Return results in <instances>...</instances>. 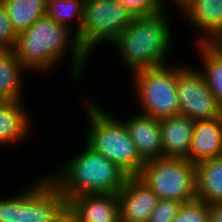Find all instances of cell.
<instances>
[{
  "label": "cell",
  "instance_id": "cell-1",
  "mask_svg": "<svg viewBox=\"0 0 222 222\" xmlns=\"http://www.w3.org/2000/svg\"><path fill=\"white\" fill-rule=\"evenodd\" d=\"M71 34L72 29L44 15L17 35L14 52L27 70L43 72L53 68L60 59H63L66 55L65 50L69 48L72 60L71 73L75 80H79L77 78L84 72L85 63L89 58L80 48L76 35Z\"/></svg>",
  "mask_w": 222,
  "mask_h": 222
},
{
  "label": "cell",
  "instance_id": "cell-2",
  "mask_svg": "<svg viewBox=\"0 0 222 222\" xmlns=\"http://www.w3.org/2000/svg\"><path fill=\"white\" fill-rule=\"evenodd\" d=\"M83 150L69 159L62 170L48 174L66 200L80 194H118L129 175L87 144Z\"/></svg>",
  "mask_w": 222,
  "mask_h": 222
},
{
  "label": "cell",
  "instance_id": "cell-3",
  "mask_svg": "<svg viewBox=\"0 0 222 222\" xmlns=\"http://www.w3.org/2000/svg\"><path fill=\"white\" fill-rule=\"evenodd\" d=\"M165 10L135 16L112 43L121 52L124 66L131 72L165 66L171 48L172 32Z\"/></svg>",
  "mask_w": 222,
  "mask_h": 222
},
{
  "label": "cell",
  "instance_id": "cell-4",
  "mask_svg": "<svg viewBox=\"0 0 222 222\" xmlns=\"http://www.w3.org/2000/svg\"><path fill=\"white\" fill-rule=\"evenodd\" d=\"M87 104L89 128L86 144L129 176H137L145 162L140 158L124 122L113 118L100 104L86 101Z\"/></svg>",
  "mask_w": 222,
  "mask_h": 222
},
{
  "label": "cell",
  "instance_id": "cell-5",
  "mask_svg": "<svg viewBox=\"0 0 222 222\" xmlns=\"http://www.w3.org/2000/svg\"><path fill=\"white\" fill-rule=\"evenodd\" d=\"M137 177L158 199L186 203L197 199L195 164L184 158L161 157L145 162Z\"/></svg>",
  "mask_w": 222,
  "mask_h": 222
},
{
  "label": "cell",
  "instance_id": "cell-6",
  "mask_svg": "<svg viewBox=\"0 0 222 222\" xmlns=\"http://www.w3.org/2000/svg\"><path fill=\"white\" fill-rule=\"evenodd\" d=\"M134 17L117 0H85L82 25L76 35L80 48L90 57L97 44H112Z\"/></svg>",
  "mask_w": 222,
  "mask_h": 222
},
{
  "label": "cell",
  "instance_id": "cell-7",
  "mask_svg": "<svg viewBox=\"0 0 222 222\" xmlns=\"http://www.w3.org/2000/svg\"><path fill=\"white\" fill-rule=\"evenodd\" d=\"M142 115L157 120L179 115L177 65L146 68L133 72Z\"/></svg>",
  "mask_w": 222,
  "mask_h": 222
},
{
  "label": "cell",
  "instance_id": "cell-8",
  "mask_svg": "<svg viewBox=\"0 0 222 222\" xmlns=\"http://www.w3.org/2000/svg\"><path fill=\"white\" fill-rule=\"evenodd\" d=\"M179 115L191 120H213L222 115V107L198 69L177 66Z\"/></svg>",
  "mask_w": 222,
  "mask_h": 222
},
{
  "label": "cell",
  "instance_id": "cell-9",
  "mask_svg": "<svg viewBox=\"0 0 222 222\" xmlns=\"http://www.w3.org/2000/svg\"><path fill=\"white\" fill-rule=\"evenodd\" d=\"M66 208V198L49 176L21 193V222H54Z\"/></svg>",
  "mask_w": 222,
  "mask_h": 222
},
{
  "label": "cell",
  "instance_id": "cell-10",
  "mask_svg": "<svg viewBox=\"0 0 222 222\" xmlns=\"http://www.w3.org/2000/svg\"><path fill=\"white\" fill-rule=\"evenodd\" d=\"M117 196L120 203V222H148L159 200L137 176H129Z\"/></svg>",
  "mask_w": 222,
  "mask_h": 222
},
{
  "label": "cell",
  "instance_id": "cell-11",
  "mask_svg": "<svg viewBox=\"0 0 222 222\" xmlns=\"http://www.w3.org/2000/svg\"><path fill=\"white\" fill-rule=\"evenodd\" d=\"M67 207L78 222H120L117 194H80L70 198Z\"/></svg>",
  "mask_w": 222,
  "mask_h": 222
},
{
  "label": "cell",
  "instance_id": "cell-12",
  "mask_svg": "<svg viewBox=\"0 0 222 222\" xmlns=\"http://www.w3.org/2000/svg\"><path fill=\"white\" fill-rule=\"evenodd\" d=\"M123 122L144 162L163 157L160 120L138 113Z\"/></svg>",
  "mask_w": 222,
  "mask_h": 222
},
{
  "label": "cell",
  "instance_id": "cell-13",
  "mask_svg": "<svg viewBox=\"0 0 222 222\" xmlns=\"http://www.w3.org/2000/svg\"><path fill=\"white\" fill-rule=\"evenodd\" d=\"M222 156V115L213 120H195L189 161H201Z\"/></svg>",
  "mask_w": 222,
  "mask_h": 222
},
{
  "label": "cell",
  "instance_id": "cell-14",
  "mask_svg": "<svg viewBox=\"0 0 222 222\" xmlns=\"http://www.w3.org/2000/svg\"><path fill=\"white\" fill-rule=\"evenodd\" d=\"M163 157L189 160L194 121L183 115L160 120Z\"/></svg>",
  "mask_w": 222,
  "mask_h": 222
},
{
  "label": "cell",
  "instance_id": "cell-15",
  "mask_svg": "<svg viewBox=\"0 0 222 222\" xmlns=\"http://www.w3.org/2000/svg\"><path fill=\"white\" fill-rule=\"evenodd\" d=\"M181 11L203 33L196 43H213L222 33V0H191Z\"/></svg>",
  "mask_w": 222,
  "mask_h": 222
},
{
  "label": "cell",
  "instance_id": "cell-16",
  "mask_svg": "<svg viewBox=\"0 0 222 222\" xmlns=\"http://www.w3.org/2000/svg\"><path fill=\"white\" fill-rule=\"evenodd\" d=\"M197 199L209 205L222 203V156L195 164Z\"/></svg>",
  "mask_w": 222,
  "mask_h": 222
},
{
  "label": "cell",
  "instance_id": "cell-17",
  "mask_svg": "<svg viewBox=\"0 0 222 222\" xmlns=\"http://www.w3.org/2000/svg\"><path fill=\"white\" fill-rule=\"evenodd\" d=\"M21 102L7 100L0 103V145L24 140L30 134V120Z\"/></svg>",
  "mask_w": 222,
  "mask_h": 222
},
{
  "label": "cell",
  "instance_id": "cell-18",
  "mask_svg": "<svg viewBox=\"0 0 222 222\" xmlns=\"http://www.w3.org/2000/svg\"><path fill=\"white\" fill-rule=\"evenodd\" d=\"M25 70L14 50L0 49V92L8 100L23 101L22 75Z\"/></svg>",
  "mask_w": 222,
  "mask_h": 222
},
{
  "label": "cell",
  "instance_id": "cell-19",
  "mask_svg": "<svg viewBox=\"0 0 222 222\" xmlns=\"http://www.w3.org/2000/svg\"><path fill=\"white\" fill-rule=\"evenodd\" d=\"M1 2L17 34L27 30L46 13L47 0H1Z\"/></svg>",
  "mask_w": 222,
  "mask_h": 222
},
{
  "label": "cell",
  "instance_id": "cell-20",
  "mask_svg": "<svg viewBox=\"0 0 222 222\" xmlns=\"http://www.w3.org/2000/svg\"><path fill=\"white\" fill-rule=\"evenodd\" d=\"M197 44L199 45L197 47L198 52L203 59V69L200 72L204 76L216 102L222 107V50L213 43Z\"/></svg>",
  "mask_w": 222,
  "mask_h": 222
},
{
  "label": "cell",
  "instance_id": "cell-21",
  "mask_svg": "<svg viewBox=\"0 0 222 222\" xmlns=\"http://www.w3.org/2000/svg\"><path fill=\"white\" fill-rule=\"evenodd\" d=\"M84 3L85 0H47L45 15L69 29L72 27L68 21L75 18L77 27L74 34L77 35L83 21Z\"/></svg>",
  "mask_w": 222,
  "mask_h": 222
},
{
  "label": "cell",
  "instance_id": "cell-22",
  "mask_svg": "<svg viewBox=\"0 0 222 222\" xmlns=\"http://www.w3.org/2000/svg\"><path fill=\"white\" fill-rule=\"evenodd\" d=\"M172 222H210V205L199 199L183 203Z\"/></svg>",
  "mask_w": 222,
  "mask_h": 222
},
{
  "label": "cell",
  "instance_id": "cell-23",
  "mask_svg": "<svg viewBox=\"0 0 222 222\" xmlns=\"http://www.w3.org/2000/svg\"><path fill=\"white\" fill-rule=\"evenodd\" d=\"M182 204L175 200L159 199L148 222H172Z\"/></svg>",
  "mask_w": 222,
  "mask_h": 222
},
{
  "label": "cell",
  "instance_id": "cell-24",
  "mask_svg": "<svg viewBox=\"0 0 222 222\" xmlns=\"http://www.w3.org/2000/svg\"><path fill=\"white\" fill-rule=\"evenodd\" d=\"M135 16H145L165 10L162 0H117Z\"/></svg>",
  "mask_w": 222,
  "mask_h": 222
},
{
  "label": "cell",
  "instance_id": "cell-25",
  "mask_svg": "<svg viewBox=\"0 0 222 222\" xmlns=\"http://www.w3.org/2000/svg\"><path fill=\"white\" fill-rule=\"evenodd\" d=\"M17 35L12 27L6 8L0 2V49L14 50Z\"/></svg>",
  "mask_w": 222,
  "mask_h": 222
},
{
  "label": "cell",
  "instance_id": "cell-26",
  "mask_svg": "<svg viewBox=\"0 0 222 222\" xmlns=\"http://www.w3.org/2000/svg\"><path fill=\"white\" fill-rule=\"evenodd\" d=\"M0 222H21V191L11 198L0 199Z\"/></svg>",
  "mask_w": 222,
  "mask_h": 222
},
{
  "label": "cell",
  "instance_id": "cell-27",
  "mask_svg": "<svg viewBox=\"0 0 222 222\" xmlns=\"http://www.w3.org/2000/svg\"><path fill=\"white\" fill-rule=\"evenodd\" d=\"M210 222H222V203L210 205Z\"/></svg>",
  "mask_w": 222,
  "mask_h": 222
},
{
  "label": "cell",
  "instance_id": "cell-28",
  "mask_svg": "<svg viewBox=\"0 0 222 222\" xmlns=\"http://www.w3.org/2000/svg\"><path fill=\"white\" fill-rule=\"evenodd\" d=\"M54 222H78V219L67 207Z\"/></svg>",
  "mask_w": 222,
  "mask_h": 222
},
{
  "label": "cell",
  "instance_id": "cell-29",
  "mask_svg": "<svg viewBox=\"0 0 222 222\" xmlns=\"http://www.w3.org/2000/svg\"><path fill=\"white\" fill-rule=\"evenodd\" d=\"M174 1L180 7V9L181 8L183 9L191 0H174ZM162 2H163V6H165L164 0H162Z\"/></svg>",
  "mask_w": 222,
  "mask_h": 222
},
{
  "label": "cell",
  "instance_id": "cell-30",
  "mask_svg": "<svg viewBox=\"0 0 222 222\" xmlns=\"http://www.w3.org/2000/svg\"><path fill=\"white\" fill-rule=\"evenodd\" d=\"M213 44L222 50V33L218 36V38L213 42Z\"/></svg>",
  "mask_w": 222,
  "mask_h": 222
},
{
  "label": "cell",
  "instance_id": "cell-31",
  "mask_svg": "<svg viewBox=\"0 0 222 222\" xmlns=\"http://www.w3.org/2000/svg\"><path fill=\"white\" fill-rule=\"evenodd\" d=\"M8 99L0 92V103L7 101Z\"/></svg>",
  "mask_w": 222,
  "mask_h": 222
}]
</instances>
